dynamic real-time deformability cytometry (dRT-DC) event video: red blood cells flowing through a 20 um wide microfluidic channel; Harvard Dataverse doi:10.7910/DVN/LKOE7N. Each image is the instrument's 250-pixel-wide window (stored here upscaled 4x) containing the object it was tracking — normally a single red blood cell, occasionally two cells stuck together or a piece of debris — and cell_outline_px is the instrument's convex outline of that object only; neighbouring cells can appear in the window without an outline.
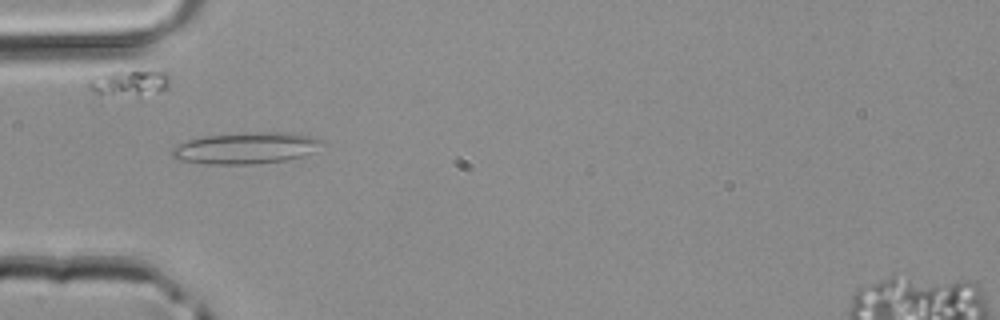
{"species": "common noctule bat (a hibernating species)", "species_latin": "Nyctalus noctula", "temperature_condition": "room temperature", "stored_images_in_passage": 4, "camera_frame_rate_fps": 3000, "um_per_image_px": 0.085, "animal": {"sex": "male", "body_mass_g": 20.4}, "frame": {"image": 1, "passage_image": 1, "time_ms": 0.0, "image_size_px": [1000, 320], "cell_outline_px": [[328, 140], [304, 156], [284, 160], [256, 164], [212, 164], [176, 160], [172, 156], [172, 148], [188, 140], [204, 136], [248, 132], [292, 132], [312, 136]], "centroid_in_image_um": [20.94, 12.57], "position_along_channel_um": 64.1, "area_um2": 27.63}}
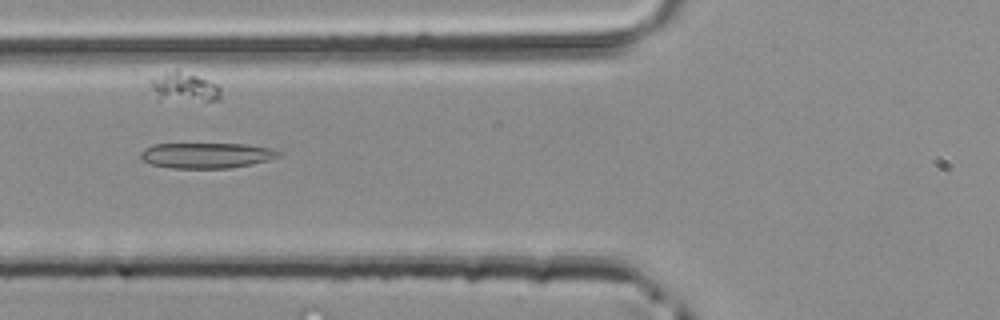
{"frame": {"image": 2, "passage_image": 2, "time_ms": 0.333, "image_size_px": [1000, 320], "cell_outline_px": [[284, 152], [280, 156], [268, 160], [252, 164], [228, 168], [172, 168], [152, 164], [144, 160], [140, 156], [140, 152], [144, 148], [152, 144], [248, 144], [272, 148]], "centroid_in_image_um": [17.6, 13.2], "position_along_channel_um": 108.2, "area_um2": 20.58}}